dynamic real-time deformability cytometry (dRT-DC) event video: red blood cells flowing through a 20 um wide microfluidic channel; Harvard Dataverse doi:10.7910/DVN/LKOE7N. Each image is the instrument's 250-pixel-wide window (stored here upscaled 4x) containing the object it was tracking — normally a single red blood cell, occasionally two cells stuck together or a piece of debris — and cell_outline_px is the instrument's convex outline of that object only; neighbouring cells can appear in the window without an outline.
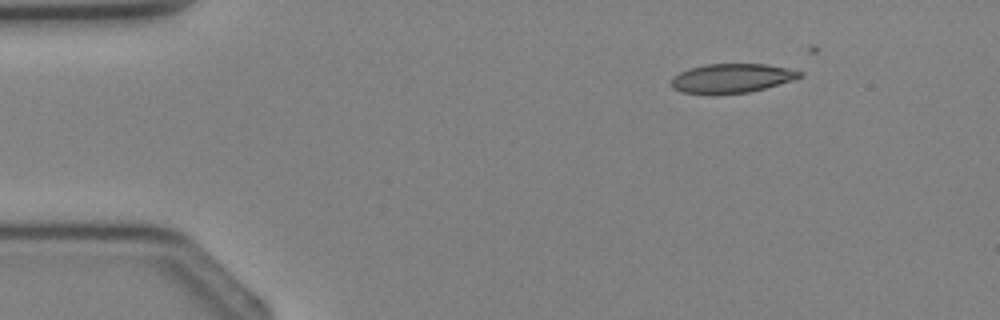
{"species": "Egyptian fruit bat (a non-hibernating species)", "species_latin": "Rousettus aegyptiacus", "temperature_condition": "cold", "stored_images_in_passage": 3, "camera_frame_rate_fps": 3000, "um_per_image_px": 0.085, "animal": {"sex": "female"}, "frame": {"image": 1, "passage_image": 1, "time_ms": 0.0, "image_size_px": [1000, 320], "cell_outline_px": [[804, 76], [792, 80], [764, 88], [748, 92], [712, 96], [684, 92], [672, 88], [672, 80], [680, 72], [688, 68], [704, 64], [764, 64], [788, 68], [804, 72]], "centroid_in_image_um": [62.19, 6.66], "position_along_channel_um": 22.8, "area_um2": 22.08}}
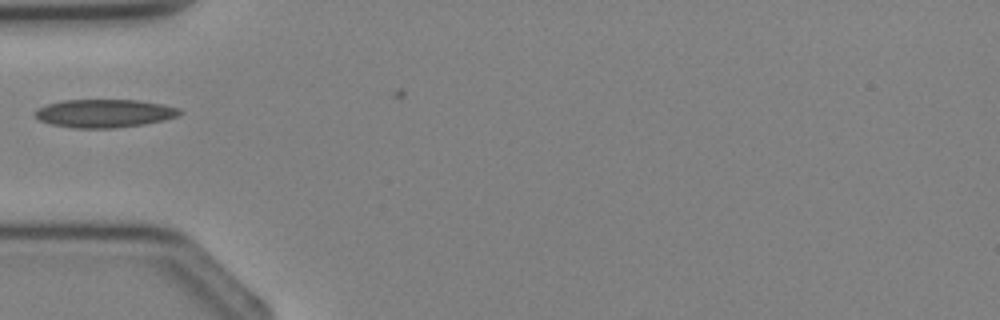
{"frame": {"image": 2, "passage_image": 3, "time_ms": 2.333, "image_size_px": [1000, 320], "cell_outline_px": [[184, 112], [176, 116], [164, 120], [144, 124], [116, 128], [72, 128], [52, 124], [40, 120], [36, 116], [36, 112], [40, 108], [48, 104], [64, 100], [140, 100], [164, 104], [180, 108]], "centroid_in_image_um": [8.95, 9.63], "position_along_channel_um": 76.1, "area_um2": 23.7}}